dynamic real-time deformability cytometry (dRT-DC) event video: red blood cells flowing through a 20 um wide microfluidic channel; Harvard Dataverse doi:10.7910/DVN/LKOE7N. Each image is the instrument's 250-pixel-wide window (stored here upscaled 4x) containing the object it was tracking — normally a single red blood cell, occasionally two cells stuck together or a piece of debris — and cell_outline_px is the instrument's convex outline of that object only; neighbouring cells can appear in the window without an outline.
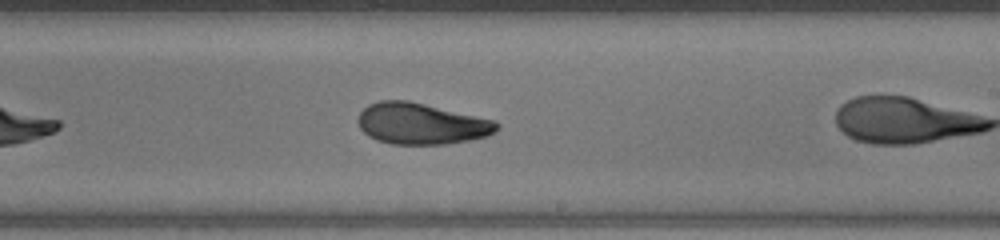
{"species": "human", "species_latin": "Homo sapiens", "temperature_condition": "warm", "stored_images_in_passage": 23, "camera_frame_rate_fps": 3000, "um_per_image_px": 0.085, "donor": {"sex": "male"}, "frame": {"image": 1, "passage_image": 14, "time_ms": 4.333, "image_size_px": [1000, 240], "cell_outline_px": [[500, 128], [496, 132], [488, 136], [472, 140], [448, 144], [392, 144], [376, 140], [368, 136], [360, 128], [356, 120], [360, 112], [368, 104], [380, 100], [408, 100], [496, 120], [500, 124]], "centroid_in_image_um": [35.83, 10.51], "position_along_channel_um": 253.2, "area_um2": 33.81}}